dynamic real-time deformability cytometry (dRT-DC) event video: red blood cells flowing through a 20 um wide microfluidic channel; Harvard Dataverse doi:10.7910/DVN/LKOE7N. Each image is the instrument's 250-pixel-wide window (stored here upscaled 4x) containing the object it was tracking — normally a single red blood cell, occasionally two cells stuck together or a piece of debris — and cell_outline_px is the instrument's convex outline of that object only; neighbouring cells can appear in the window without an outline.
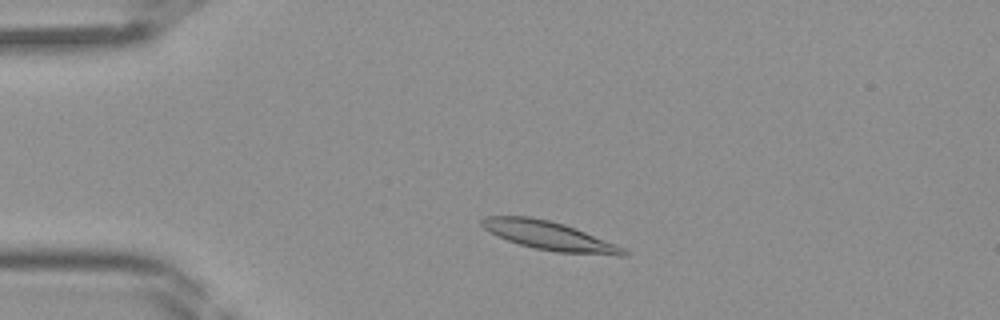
{"species": "Egyptian fruit bat (a non-hibernating species)", "species_latin": "Rousettus aegyptiacus", "temperature_condition": "room temperature", "stored_images_in_passage": 40, "camera_frame_rate_fps": 3000, "um_per_image_px": 0.085, "frame": {"image": 1, "passage_image": 6, "time_ms": 1.667, "image_size_px": [1000, 320], "cell_outline_px": [[628, 256], [616, 256], [556, 252], [536, 248], [520, 244], [508, 240], [484, 228], [480, 224], [480, 220], [484, 216], [528, 216], [548, 220], [564, 224], [576, 228], [616, 244], [624, 248], [628, 252]], "centroid_in_image_um": [46.75, 20.05], "position_along_channel_um": 38.3, "area_um2": 23.58}}
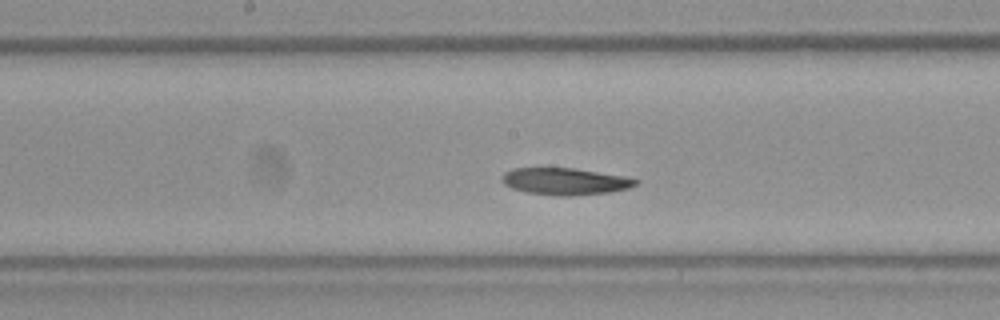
{"frame": {"image": 2, "passage_image": 19, "time_ms": 6.0, "image_size_px": [1000, 320], "cell_outline_px": [[640, 180], [636, 184], [628, 188], [608, 192], [568, 196], [560, 196], [528, 192], [512, 188], [504, 184], [500, 180], [504, 172], [512, 168], [576, 168], [624, 176]], "centroid_in_image_um": [48.01, 15.4], "position_along_channel_um": 200.2, "area_um2": 20.87}}
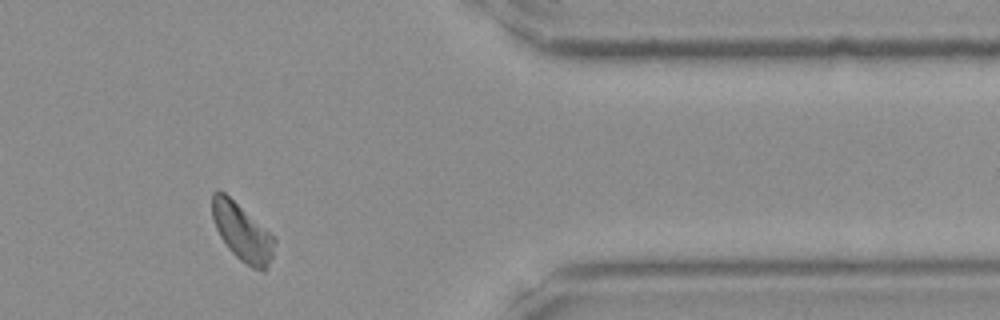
{"frame": {"image": 3, "passage_image": 33, "time_ms": 10.667, "image_size_px": [1000, 320], "cell_outline_px": [[276, 240], [272, 256], [264, 272], [252, 268], [240, 260], [228, 248], [220, 236], [216, 228], [212, 216], [212, 192], [224, 192], [276, 236]], "centroid_in_image_um": [20.61, 19.75], "position_along_channel_um": 390.8, "area_um2": 20.81}}